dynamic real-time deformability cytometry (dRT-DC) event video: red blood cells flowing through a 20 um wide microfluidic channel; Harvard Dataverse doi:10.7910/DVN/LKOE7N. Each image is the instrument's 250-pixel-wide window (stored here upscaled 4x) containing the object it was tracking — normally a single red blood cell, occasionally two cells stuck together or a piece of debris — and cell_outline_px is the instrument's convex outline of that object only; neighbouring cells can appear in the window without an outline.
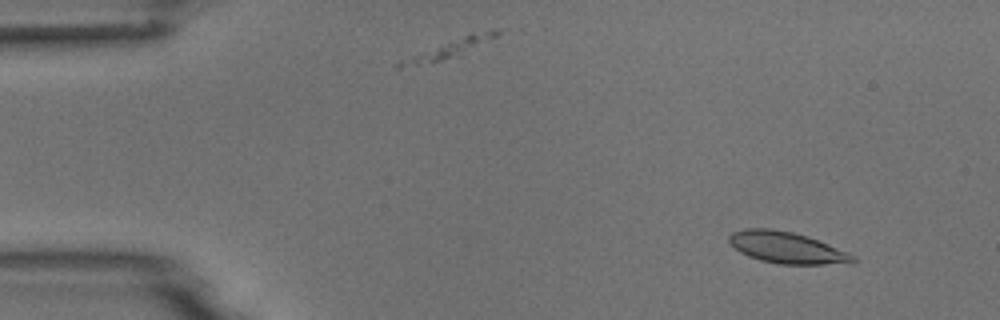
{"species": "common noctule bat (a hibernating species)", "species_latin": "Nyctalus noctula", "temperature_condition": "room temperature", "stored_images_in_passage": 4, "camera_frame_rate_fps": 3000, "um_per_image_px": 0.085, "animal": {"sex": "male", "body_mass_g": 18.8}, "frame": {"image": 1, "passage_image": 1, "time_ms": 0.0, "image_size_px": [1000, 320], "cell_outline_px": [[856, 260], [852, 264], [780, 264], [760, 260], [748, 256], [740, 252], [728, 240], [728, 236], [732, 232], [744, 228], [768, 228], [792, 232], [808, 236], [848, 252], [856, 256]], "centroid_in_image_um": [66.9, 21.05], "position_along_channel_um": 18.1, "area_um2": 22.77}}
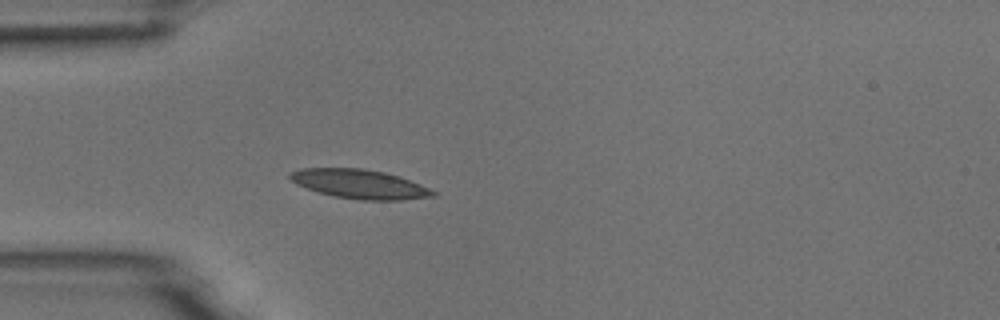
{"frame": {"image": 2, "passage_image": 4, "time_ms": 3.333, "image_size_px": [1000, 320], "cell_outline_px": [[436, 196], [400, 200], [360, 200], [332, 196], [296, 184], [288, 176], [288, 172], [300, 168], [364, 168], [384, 172], [400, 176], [420, 184], [436, 192]], "centroid_in_image_um": [30.56, 15.64], "position_along_channel_um": 54.4, "area_um2": 24.33}}